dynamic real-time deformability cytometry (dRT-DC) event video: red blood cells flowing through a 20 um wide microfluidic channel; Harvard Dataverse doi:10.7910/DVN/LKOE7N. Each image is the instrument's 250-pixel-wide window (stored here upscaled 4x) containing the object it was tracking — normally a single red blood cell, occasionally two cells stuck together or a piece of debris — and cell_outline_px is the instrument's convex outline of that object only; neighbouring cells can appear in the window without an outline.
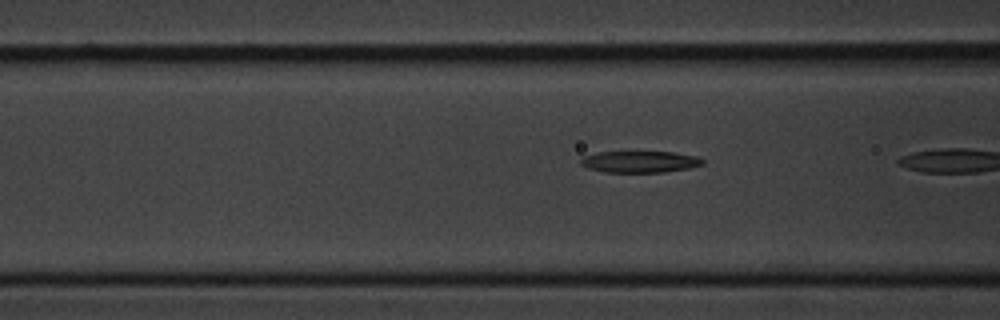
{"species": "common noctule bat (a hibernating species)", "species_latin": "Nyctalus noctula", "temperature_condition": "cold", "stored_images_in_passage": 5, "camera_frame_rate_fps": 3000, "um_per_image_px": 0.085, "animal": {"sex": "male", "body_mass_g": 20.1, "forearm_length_mm": 53.5}, "frame": {"image": 1, "passage_image": 3, "time_ms": 0.667, "image_size_px": [1000, 320], "cell_outline_px": [[704, 164], [688, 168], [664, 172], [604, 172], [588, 168], [580, 164], [580, 160], [584, 156], [600, 152], [672, 152], [696, 156], [704, 160]], "centroid_in_image_um": [54.38, 13.75], "position_along_channel_um": 112.2, "area_um2": 15.2}}